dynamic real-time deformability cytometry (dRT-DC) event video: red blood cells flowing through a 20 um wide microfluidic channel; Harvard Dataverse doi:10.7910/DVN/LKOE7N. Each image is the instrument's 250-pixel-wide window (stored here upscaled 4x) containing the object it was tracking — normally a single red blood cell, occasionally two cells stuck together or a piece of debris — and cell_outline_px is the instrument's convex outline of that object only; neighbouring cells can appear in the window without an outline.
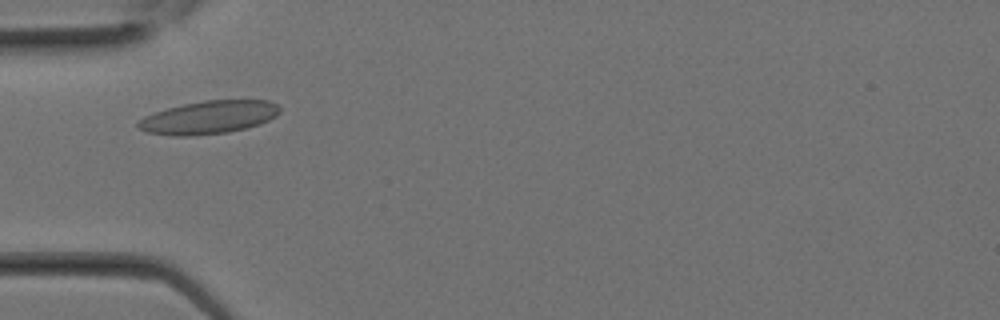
{"species": "Egyptian fruit bat (a non-hibernating species)", "species_latin": "Rousettus aegyptiacus", "temperature_condition": "room temperature", "stored_images_in_passage": 6, "camera_frame_rate_fps": 3000, "um_per_image_px": 0.085, "animal": {"sex": "female"}, "frame": {"image": 1, "passage_image": 3, "time_ms": 0.667, "image_size_px": [1000, 320], "cell_outline_px": [[280, 112], [276, 116], [260, 124], [228, 132], [192, 136], [172, 136], [148, 132], [140, 128], [136, 124], [144, 116], [168, 108], [184, 104], [204, 100], [268, 100], [280, 104]], "centroid_in_image_um": [17.79, 9.97], "position_along_channel_um": 67.2, "area_um2": 27.22}}
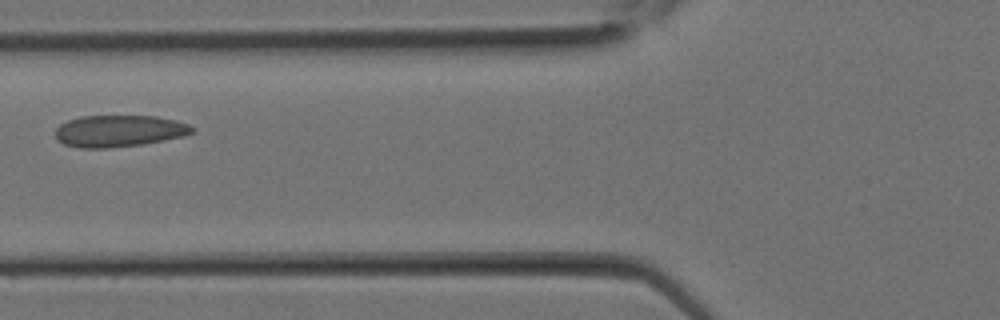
{"frame": {"image": 2, "passage_image": 5, "time_ms": 1.333, "image_size_px": [1000, 320], "cell_outline_px": [[196, 132], [184, 136], [144, 144], [108, 148], [80, 148], [64, 144], [56, 140], [56, 128], [60, 124], [68, 120], [80, 116], [156, 116], [176, 120], [188, 124], [196, 128]], "centroid_in_image_um": [10.14, 11.13], "position_along_channel_um": 115.7, "area_um2": 25.55}}